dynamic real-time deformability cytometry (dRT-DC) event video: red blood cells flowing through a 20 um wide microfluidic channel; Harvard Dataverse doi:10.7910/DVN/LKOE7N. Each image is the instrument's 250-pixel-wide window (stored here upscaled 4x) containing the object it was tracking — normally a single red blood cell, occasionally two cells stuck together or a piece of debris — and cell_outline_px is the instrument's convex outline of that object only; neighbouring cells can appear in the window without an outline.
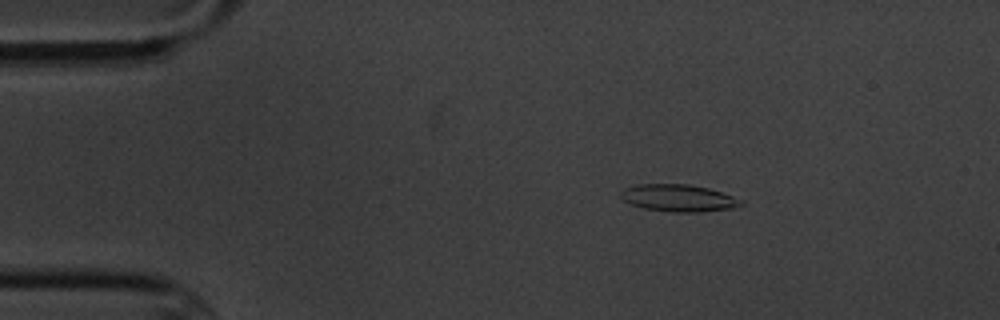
{"species": "common noctule bat (a hibernating species)", "species_latin": "Nyctalus noctula", "temperature_condition": "cold", "stored_images_in_passage": 3, "camera_frame_rate_fps": 3000, "um_per_image_px": 0.085, "animal": {"sex": "male", "body_mass_g": 20.1, "forearm_length_mm": 53.5}, "frame": {"image": 1, "passage_image": 2, "time_ms": 1.0, "image_size_px": [1000, 320], "cell_outline_px": [[744, 204], [732, 208], [700, 212], [672, 212], [644, 208], [632, 204], [624, 200], [620, 196], [620, 192], [624, 188], [636, 184], [688, 184], [708, 188], [744, 200]], "centroid_in_image_um": [57.67, 16.83], "position_along_channel_um": 27.3, "area_um2": 18.96}}